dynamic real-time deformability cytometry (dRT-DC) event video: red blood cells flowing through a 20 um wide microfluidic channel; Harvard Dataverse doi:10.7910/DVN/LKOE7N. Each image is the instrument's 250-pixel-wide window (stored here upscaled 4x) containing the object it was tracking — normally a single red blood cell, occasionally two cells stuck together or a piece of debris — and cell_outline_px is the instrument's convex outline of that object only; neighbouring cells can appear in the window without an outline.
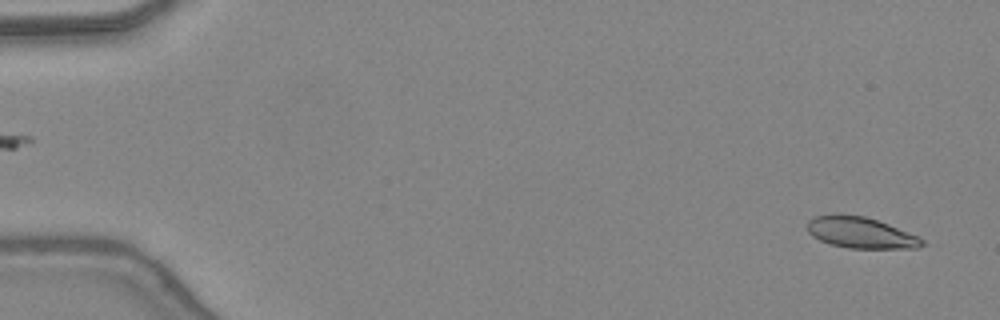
{"species": "common noctule bat (a hibernating species)", "species_latin": "Nyctalus noctula", "temperature_condition": "warm", "stored_images_in_passage": 47, "camera_frame_rate_fps": 3000, "um_per_image_px": 0.085, "animal": {"sex": "female", "body_mass_g": 24.6, "forearm_length_mm": 56.2}, "frame": {"image": 1, "passage_image": 2, "time_ms": 0.333, "image_size_px": [1000, 320], "cell_outline_px": [[924, 244], [916, 248], [848, 248], [828, 244], [812, 236], [808, 232], [808, 220], [816, 216], [832, 212], [864, 216], [888, 224], [916, 236], [924, 240]], "centroid_in_image_um": [73.08, 19.76], "position_along_channel_um": 11.9, "area_um2": 20.87}}
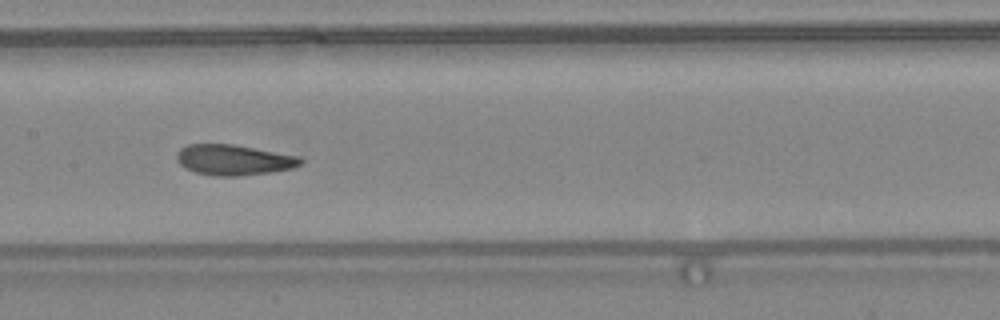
{"frame": {"image": 2, "passage_image": 24, "time_ms": 7.667, "image_size_px": [1000, 320], "cell_outline_px": [[304, 160], [300, 164], [292, 168], [272, 172], [240, 176], [212, 176], [196, 172], [180, 164], [176, 160], [176, 152], [180, 148], [188, 144], [232, 144], [300, 156]], "centroid_in_image_um": [19.86, 13.59], "position_along_channel_um": 187.5, "area_um2": 22.08}}
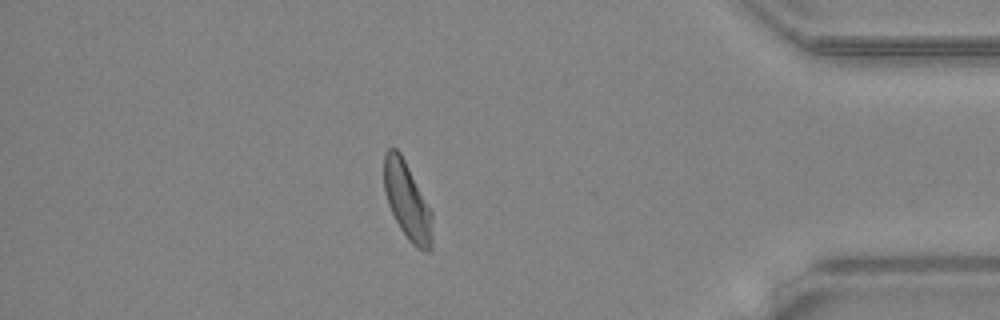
{"frame": {"image": 3, "passage_image": 41, "time_ms": 13.333, "image_size_px": [1000, 320], "cell_outline_px": [[432, 248], [428, 252], [424, 252], [416, 248], [408, 240], [400, 228], [388, 204], [384, 192], [384, 152], [388, 148], [396, 148], [400, 152], [432, 212]], "centroid_in_image_um": [34.61, 17.11], "position_along_channel_um": 400.6, "area_um2": 21.73}, "authors_computed_cell_mechanics": {"area_um2": 21.7906, "velocity_mm_per_s": 4.4085, "shape_relaxation_time_tau1_ms": 4.4681, "shape_relaxation_time_tau2_ms": 2.0641, "deformation_change_tau1": 0.1602, "deformation_change_tau2": 0.0795}}